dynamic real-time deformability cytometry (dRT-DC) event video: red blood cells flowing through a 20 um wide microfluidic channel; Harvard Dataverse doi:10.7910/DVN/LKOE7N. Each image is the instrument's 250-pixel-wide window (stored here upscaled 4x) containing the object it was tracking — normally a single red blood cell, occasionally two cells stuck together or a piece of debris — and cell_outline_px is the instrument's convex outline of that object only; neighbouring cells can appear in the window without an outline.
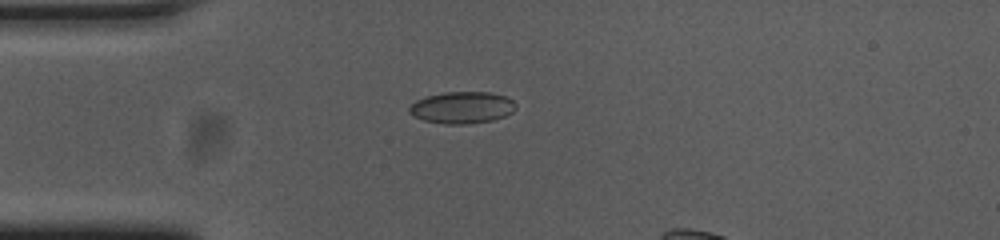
{"species": "common noctule bat (a hibernating species)", "species_latin": "Nyctalus noctula", "temperature_condition": "cold", "stored_images_in_passage": 36, "camera_frame_rate_fps": 3000, "um_per_image_px": 0.085, "animal": {"sex": "female", "body_mass_g": 23.0, "forearm_length_mm": 53.4}, "frame": {"image": 1, "passage_image": 2, "time_ms": 0.333, "image_size_px": [1000, 240], "cell_outline_px": [[516, 108], [512, 112], [504, 116], [492, 120], [464, 124], [444, 124], [424, 120], [408, 112], [408, 108], [416, 100], [428, 96], [444, 92], [492, 92], [504, 96], [512, 100], [516, 104]], "centroid_in_image_um": [39.28, 9.13], "position_along_channel_um": 45.7, "area_um2": 19.59}}
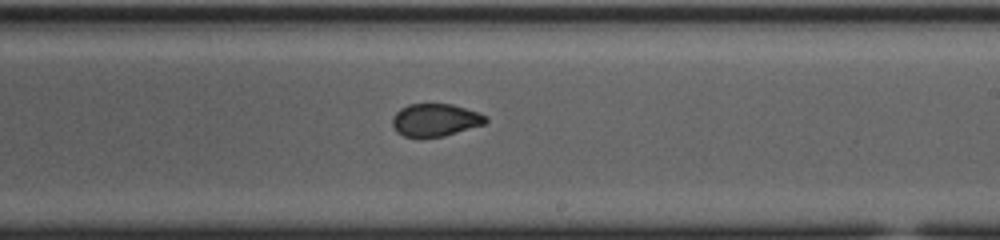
{"frame": {"image": 2, "passage_image": 20, "time_ms": 6.333, "image_size_px": [1000, 240], "cell_outline_px": [[488, 120], [484, 124], [444, 136], [404, 136], [396, 132], [392, 124], [392, 116], [400, 108], [408, 104], [452, 104], [488, 116]], "centroid_in_image_um": [36.98, 10.19], "position_along_channel_um": 252.0, "area_um2": 17.57}}
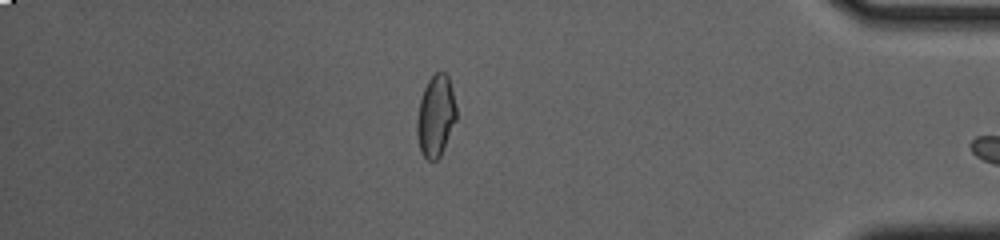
{"frame": {"image": 3, "passage_image": 35, "time_ms": 11.333, "image_size_px": [1000, 240], "cell_outline_px": [[456, 120], [444, 148], [440, 156], [436, 160], [428, 160], [420, 152], [416, 132], [416, 120], [420, 100], [424, 88], [428, 80], [436, 72], [444, 72], [448, 76], [456, 108]], "centroid_in_image_um": [37.02, 9.88], "position_along_channel_um": 398.2, "area_um2": 18.61}}